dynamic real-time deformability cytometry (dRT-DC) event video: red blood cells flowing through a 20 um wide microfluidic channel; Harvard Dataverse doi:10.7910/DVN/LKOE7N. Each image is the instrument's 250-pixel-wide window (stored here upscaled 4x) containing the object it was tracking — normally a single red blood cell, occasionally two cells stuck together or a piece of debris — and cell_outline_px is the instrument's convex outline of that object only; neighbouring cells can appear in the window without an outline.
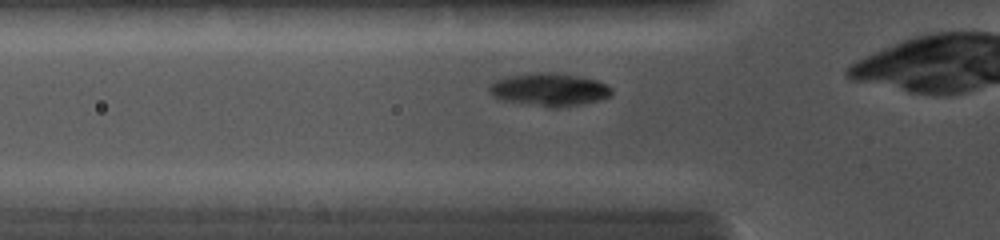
{"species": "common noctule bat (a hibernating species)", "species_latin": "Nyctalus noctula", "temperature_condition": "cold", "stored_images_in_passage": 7, "camera_frame_rate_fps": 5000, "um_per_image_px": 0.085, "animal": {"sex": "female", "body_mass_g": 19.0, "forearm_length_mm": 56.7}, "frame": {"image": 1, "passage_image": 3, "time_ms": 1.2, "image_size_px": [1000, 240], "cell_outline_px": [[612, 96], [600, 100], [580, 104], [556, 108], [548, 108], [500, 100], [492, 96], [488, 92], [488, 88], [496, 80], [508, 76], [536, 72], [548, 72], [576, 76], [596, 80], [612, 88]], "centroid_in_image_um": [46.66, 7.63], "position_along_channel_um": 79.1, "area_um2": 23.52}}
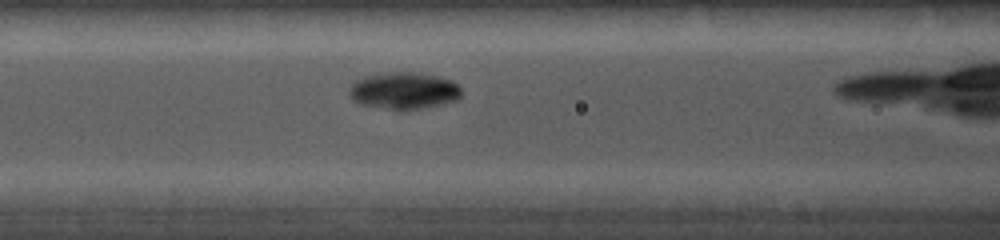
{"frame": {"image": 2, "passage_image": 5, "time_ms": 2.4, "image_size_px": [1000, 240], "cell_outline_px": [[460, 96], [456, 100], [444, 104], [404, 112], [396, 112], [360, 104], [352, 100], [348, 92], [352, 84], [356, 80], [364, 76], [392, 72], [416, 72], [436, 76], [452, 80], [460, 88]], "centroid_in_image_um": [34.3, 7.75], "position_along_channel_um": 132.3, "area_um2": 24.68}}
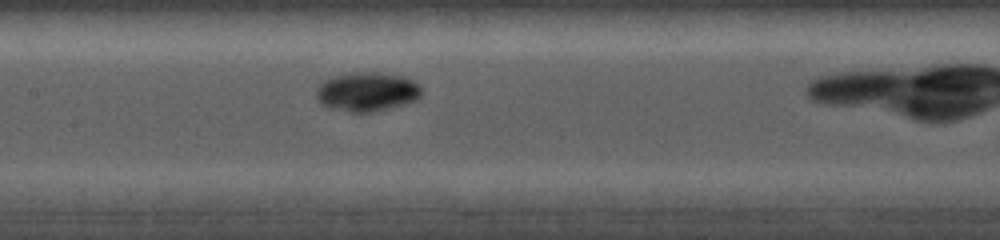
{"frame": {"image": 3, "passage_image": 7, "time_ms": 3.4, "image_size_px": [1000, 240], "cell_outline_px": [[420, 96], [416, 100], [404, 104], [372, 112], [352, 112], [328, 108], [320, 104], [316, 100], [316, 88], [324, 80], [332, 76], [352, 72], [384, 72], [404, 76], [420, 84]], "centroid_in_image_um": [31.16, 7.78], "position_along_channel_um": 176.2, "area_um2": 24.33}}